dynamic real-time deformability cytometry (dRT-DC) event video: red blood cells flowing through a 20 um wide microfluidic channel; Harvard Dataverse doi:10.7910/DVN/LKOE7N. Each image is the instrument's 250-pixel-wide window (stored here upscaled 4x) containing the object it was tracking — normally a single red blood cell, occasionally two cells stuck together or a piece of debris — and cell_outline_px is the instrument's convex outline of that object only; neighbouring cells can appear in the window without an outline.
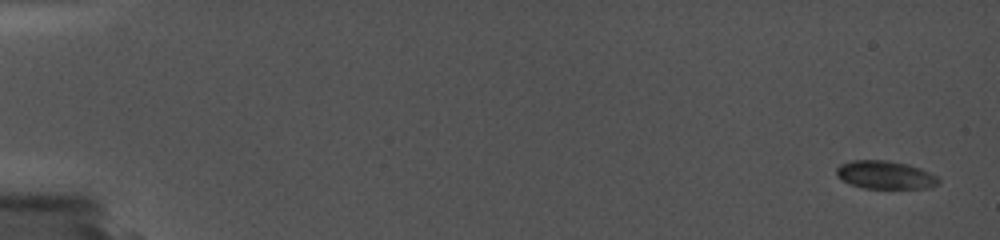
{"species": "common noctule bat (a hibernating species)", "species_latin": "Nyctalus noctula", "temperature_condition": "cold", "stored_images_in_passage": 3, "camera_frame_rate_fps": 5000, "um_per_image_px": 0.085, "animal": {"sex": "female", "body_mass_g": 19.0, "forearm_length_mm": 56.7}, "frame": {"image": 1, "passage_image": 3, "time_ms": 1.6, "image_size_px": [1000, 240], "cell_outline_px": [[940, 184], [928, 188], [864, 188], [848, 184], [836, 176], [836, 168], [840, 164], [852, 160], [888, 160], [908, 164], [920, 168], [936, 176], [940, 180]], "centroid_in_image_um": [75.22, 14.87], "position_along_channel_um": 9.8, "area_um2": 16.88}}